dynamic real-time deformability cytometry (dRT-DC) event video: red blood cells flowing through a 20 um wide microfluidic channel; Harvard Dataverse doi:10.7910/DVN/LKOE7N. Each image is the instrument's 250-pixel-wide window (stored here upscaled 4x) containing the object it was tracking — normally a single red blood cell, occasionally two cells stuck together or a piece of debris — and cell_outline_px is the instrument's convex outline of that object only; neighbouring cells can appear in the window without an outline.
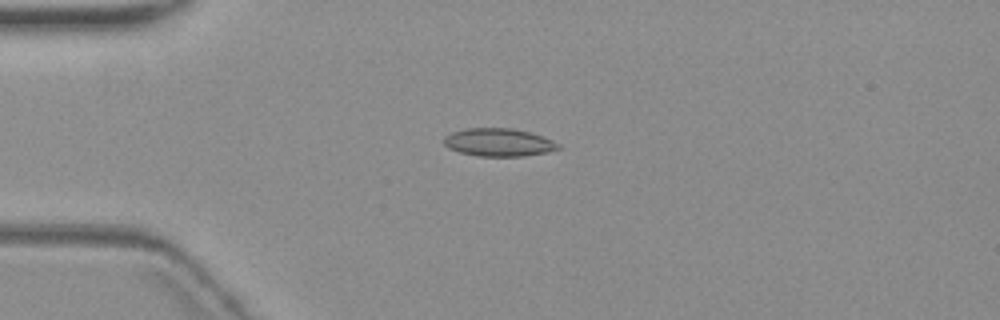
{"species": "common noctule bat (a hibernating species)", "species_latin": "Nyctalus noctula", "temperature_condition": "warm", "stored_images_in_passage": 9, "camera_frame_rate_fps": 3000, "um_per_image_px": 0.085, "animal": {"sex": "female", "body_mass_g": 19.3, "forearm_length_mm": 54.1}, "frame": {"image": 1, "passage_image": 3, "time_ms": 2.333, "image_size_px": [1000, 320], "cell_outline_px": [[560, 148], [548, 152], [524, 156], [476, 156], [460, 152], [448, 148], [444, 144], [444, 136], [452, 132], [468, 128], [512, 128], [528, 132], [552, 140], [560, 144]], "centroid_in_image_um": [42.37, 12.1], "position_along_channel_um": 42.6, "area_um2": 18.55}}
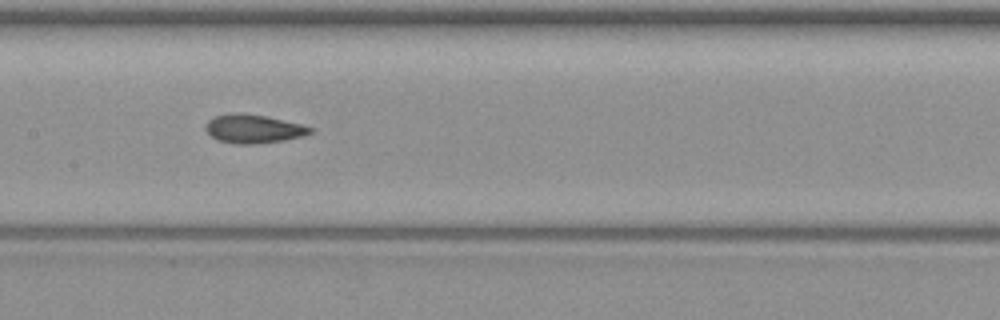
{"frame": {"image": 2, "passage_image": 7, "time_ms": 7.0, "image_size_px": [1000, 320], "cell_outline_px": [[316, 128], [312, 132], [304, 136], [284, 140], [252, 144], [236, 144], [216, 140], [204, 128], [208, 120], [216, 116], [232, 112], [240, 112], [264, 116], [300, 124]], "centroid_in_image_um": [21.54, 10.95], "position_along_channel_um": 185.9, "area_um2": 17.46}}
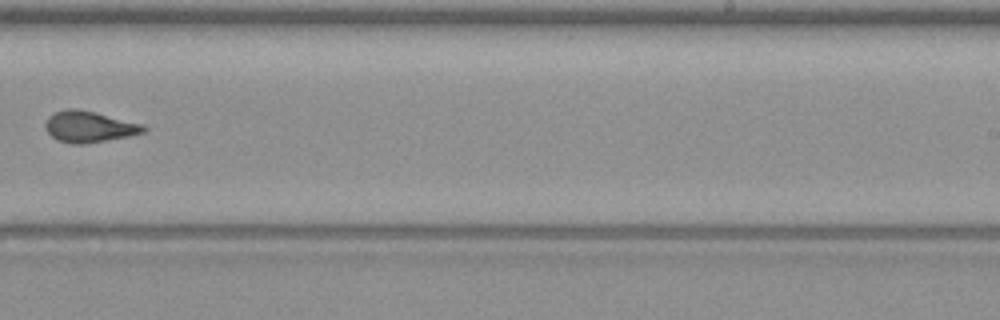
{"frame": {"image": 3, "passage_image": 9, "time_ms": 9.667, "image_size_px": [1000, 320], "cell_outline_px": [[148, 128], [144, 132], [128, 136], [84, 144], [72, 144], [56, 140], [44, 128], [44, 124], [48, 116], [64, 108], [76, 108], [96, 112], [144, 124]], "centroid_in_image_um": [7.56, 10.76], "position_along_channel_um": 281.4, "area_um2": 18.03}}